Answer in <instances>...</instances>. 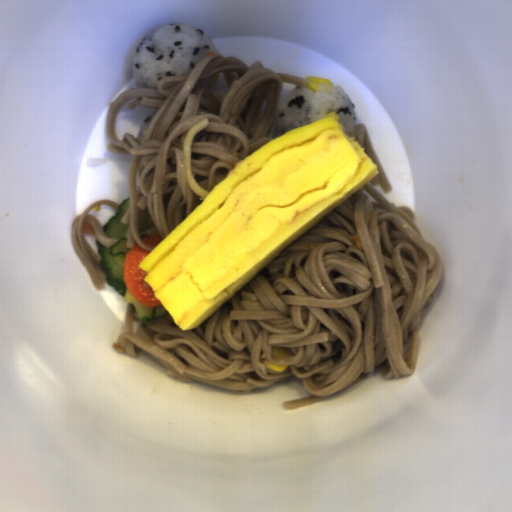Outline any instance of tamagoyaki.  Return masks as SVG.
I'll use <instances>...</instances> for the list:
<instances>
[{
	"label": "tamagoyaki",
	"instance_id": "81b7327e",
	"mask_svg": "<svg viewBox=\"0 0 512 512\" xmlns=\"http://www.w3.org/2000/svg\"><path fill=\"white\" fill-rule=\"evenodd\" d=\"M326 116L235 162L138 264L182 331L198 327L380 173L365 147L345 134L340 116Z\"/></svg>",
	"mask_w": 512,
	"mask_h": 512
}]
</instances>
